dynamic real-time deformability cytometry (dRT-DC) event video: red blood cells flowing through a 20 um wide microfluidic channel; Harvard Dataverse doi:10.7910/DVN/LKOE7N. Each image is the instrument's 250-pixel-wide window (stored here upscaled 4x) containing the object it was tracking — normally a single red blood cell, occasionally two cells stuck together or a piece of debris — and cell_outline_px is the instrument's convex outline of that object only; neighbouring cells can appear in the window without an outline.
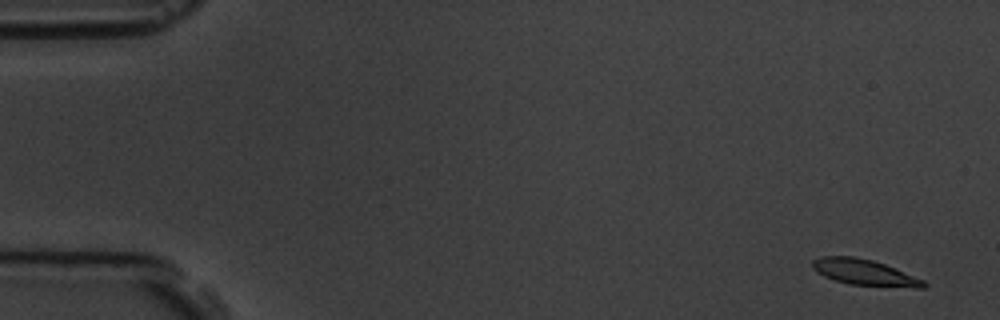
{"species": "common noctule bat (a hibernating species)", "species_latin": "Nyctalus noctula", "temperature_condition": "room temperature", "stored_images_in_passage": 5, "camera_frame_rate_fps": 3000, "um_per_image_px": 0.085, "animal": {"sex": "male", "body_mass_g": 19.5, "forearm_length_mm": 54.6}, "frame": {"image": 1, "passage_image": 1, "time_ms": 0.0, "image_size_px": [1000, 320], "cell_outline_px": [[928, 284], [924, 288], [916, 288], [848, 284], [824, 276], [816, 272], [812, 268], [812, 260], [820, 256], [856, 256], [872, 260], [884, 264], [924, 280]], "centroid_in_image_um": [73.46, 23.15], "position_along_channel_um": 11.5, "area_um2": 16.82}}